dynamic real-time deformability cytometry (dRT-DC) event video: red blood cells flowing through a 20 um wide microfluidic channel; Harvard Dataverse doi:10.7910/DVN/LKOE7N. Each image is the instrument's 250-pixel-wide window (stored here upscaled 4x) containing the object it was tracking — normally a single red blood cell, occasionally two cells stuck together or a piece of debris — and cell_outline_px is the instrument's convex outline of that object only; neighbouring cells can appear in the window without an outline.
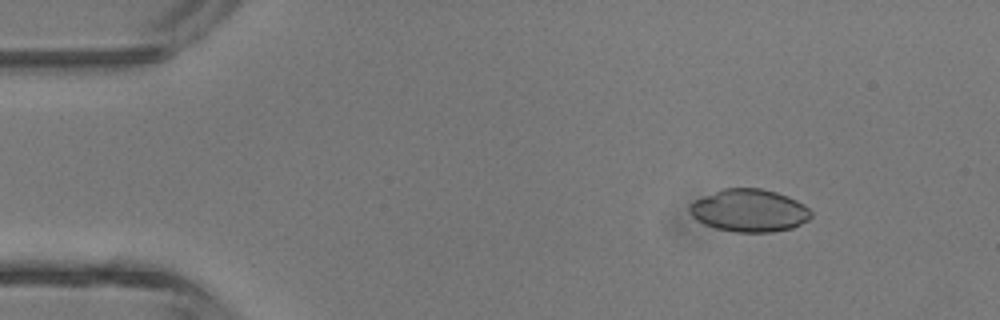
{"species": "common noctule bat (a hibernating species)", "species_latin": "Nyctalus noctula", "temperature_condition": "room temperature", "stored_images_in_passage": 3, "camera_frame_rate_fps": 3000, "um_per_image_px": 0.085, "animal": {"sex": "male", "body_mass_g": 13.3}, "frame": {"image": 1, "passage_image": 1, "time_ms": 0.0, "image_size_px": [1000, 320], "cell_outline_px": [[812, 216], [808, 220], [792, 228], [772, 232], [736, 232], [716, 228], [704, 224], [696, 220], [688, 212], [688, 208], [696, 200], [724, 188], [760, 188], [776, 192], [788, 196], [804, 204], [812, 212]], "centroid_in_image_um": [63.7, 17.9], "position_along_channel_um": 21.3, "area_um2": 30.06}}